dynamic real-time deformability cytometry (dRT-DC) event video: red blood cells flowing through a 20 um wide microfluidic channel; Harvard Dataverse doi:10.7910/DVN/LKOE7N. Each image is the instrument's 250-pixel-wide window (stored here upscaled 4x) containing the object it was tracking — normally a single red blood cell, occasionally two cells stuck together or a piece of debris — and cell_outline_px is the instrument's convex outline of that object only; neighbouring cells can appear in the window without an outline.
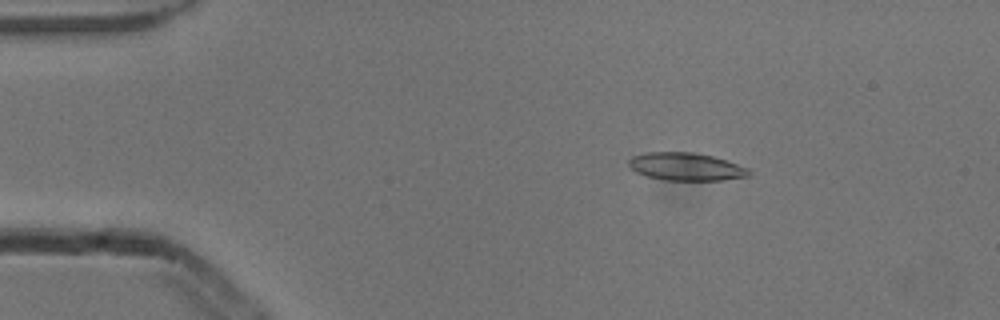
{"species": "common noctule bat (a hibernating species)", "species_latin": "Nyctalus noctula", "temperature_condition": "cold", "stored_images_in_passage": 4, "camera_frame_rate_fps": 3000, "um_per_image_px": 0.085, "animal": {"sex": "male", "body_mass_g": 13.3}, "frame": {"image": 1, "passage_image": 3, "time_ms": 0.667, "image_size_px": [1000, 320], "cell_outline_px": [[752, 172], [748, 176], [724, 180], [664, 180], [648, 176], [636, 172], [628, 164], [628, 160], [632, 156], [644, 152], [692, 152], [712, 156], [748, 168]], "centroid_in_image_um": [58.29, 14.16], "position_along_channel_um": 26.7, "area_um2": 19.36}}